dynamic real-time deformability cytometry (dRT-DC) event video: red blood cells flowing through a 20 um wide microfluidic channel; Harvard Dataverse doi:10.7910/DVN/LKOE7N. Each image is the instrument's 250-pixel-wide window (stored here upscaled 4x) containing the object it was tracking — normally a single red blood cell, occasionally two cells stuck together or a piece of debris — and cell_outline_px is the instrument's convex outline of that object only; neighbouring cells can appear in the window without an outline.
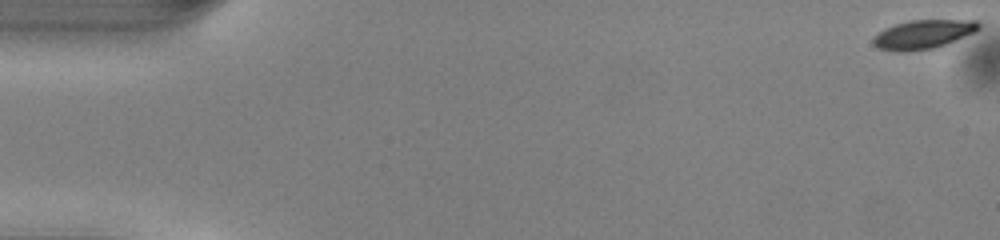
{"species": "common noctule bat (a hibernating species)", "species_latin": "Nyctalus noctula", "temperature_condition": "warm", "stored_images_in_passage": 51, "camera_frame_rate_fps": 3000, "um_per_image_px": 0.085, "animal": {"sex": "male", "body_mass_g": 13.0, "forearm_length_mm": 53.1}, "frame": {"image": 1, "passage_image": 1, "time_ms": 0.0, "image_size_px": [1000, 240], "cell_outline_px": [[980, 28], [972, 32], [936, 48], [896, 52], [880, 48], [872, 44], [872, 40], [884, 28], [908, 20], [976, 20], [980, 24]], "centroid_in_image_um": [78.44, 2.91], "position_along_channel_um": 6.6, "area_um2": 17.46}}
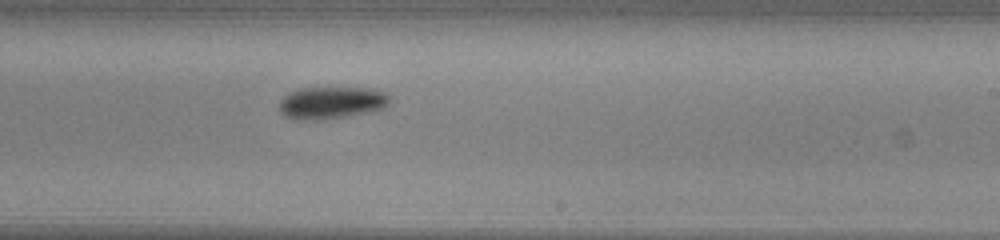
{"frame": {"image": 2, "passage_image": 31, "time_ms": 10.0, "image_size_px": [1000, 240], "cell_outline_px": [[388, 104], [384, 108], [368, 112], [344, 116], [316, 120], [296, 120], [284, 116], [280, 112], [280, 100], [284, 96], [300, 88], [368, 88], [384, 92], [388, 96]], "centroid_in_image_um": [28.13, 8.73], "position_along_channel_um": 260.9, "area_um2": 20.46}}
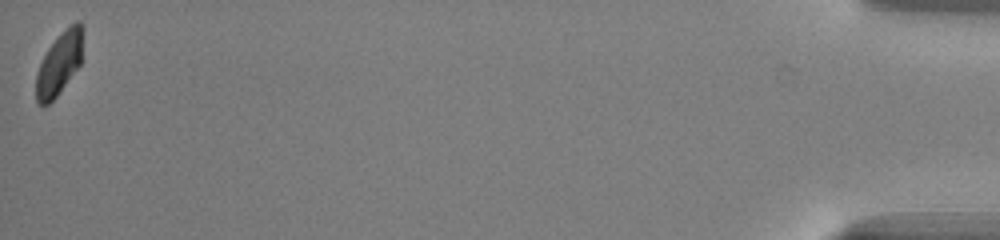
{"frame": {"image": 3, "passage_image": 51, "time_ms": 16.667, "image_size_px": [1000, 240], "cell_outline_px": [[84, 32], [80, 64], [56, 96], [48, 104], [40, 104], [36, 100], [36, 76], [40, 64], [48, 48], [76, 20], [80, 20], [84, 24]], "centroid_in_image_um": [5.07, 5.36], "position_along_channel_um": 430.1, "area_um2": 16.65}, "authors_computed_cell_mechanics": {"area_um2": 19.1896, "velocity_mm_per_s": 4.0656, "shape_relaxation_time_tau1_ms": 1.9511, "shape_relaxation_time_tau2_ms": null, "deformation_change_tau1": 0.1168, "deformation_change_tau2": null}}